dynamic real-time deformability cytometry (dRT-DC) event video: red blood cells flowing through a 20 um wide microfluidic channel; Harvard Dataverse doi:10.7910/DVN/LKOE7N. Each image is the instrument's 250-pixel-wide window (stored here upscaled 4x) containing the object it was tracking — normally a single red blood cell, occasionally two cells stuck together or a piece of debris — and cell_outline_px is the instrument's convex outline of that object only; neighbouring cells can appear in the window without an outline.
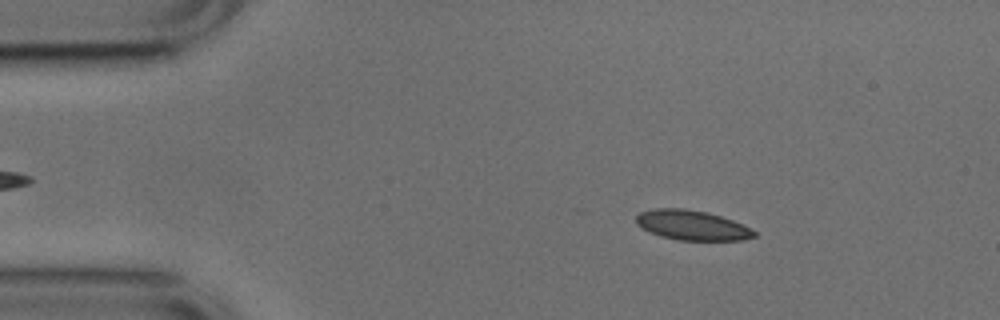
{"species": "common noctule bat (a hibernating species)", "species_latin": "Nyctalus noctula", "temperature_condition": "cold", "stored_images_in_passage": 49, "camera_frame_rate_fps": 3000, "um_per_image_px": 0.085, "animal": {"sex": "male", "body_mass_g": 17.9, "forearm_length_mm": 54.2}, "frame": {"image": 1, "passage_image": 5, "time_ms": 1.333, "image_size_px": [1000, 320], "cell_outline_px": [[756, 236], [744, 240], [680, 240], [660, 236], [640, 228], [636, 224], [636, 216], [640, 212], [656, 208], [684, 208], [708, 212], [732, 220], [756, 232]], "centroid_in_image_um": [58.78, 19.14], "position_along_channel_um": 26.2, "area_um2": 20.46}}
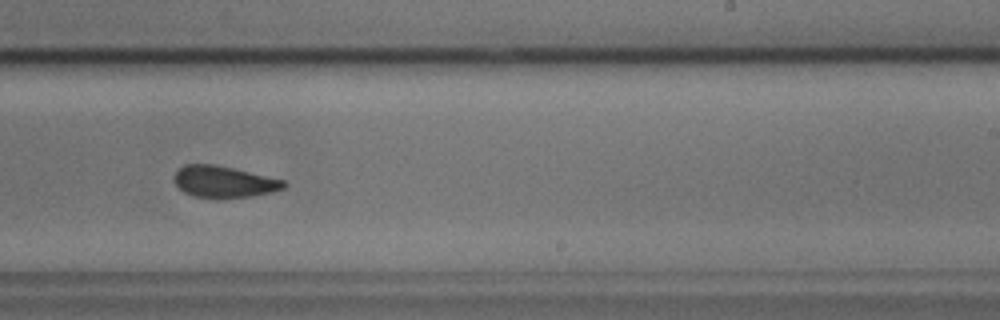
{"frame": {"image": 2, "passage_image": 29, "time_ms": 9.333, "image_size_px": [1000, 320], "cell_outline_px": [[288, 184], [284, 188], [272, 192], [252, 196], [224, 200], [196, 196], [184, 192], [176, 184], [176, 172], [184, 164], [212, 164], [232, 168], [284, 180]], "centroid_in_image_um": [19.07, 15.48], "position_along_channel_um": 269.9, "area_um2": 20.17}}
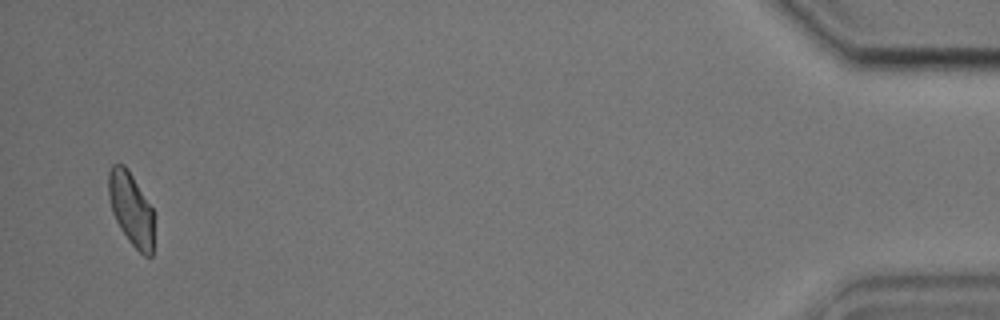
{"frame": {"image": 3, "passage_image": 48, "time_ms": 15.667, "image_size_px": [1000, 320], "cell_outline_px": [[152, 256], [144, 256], [128, 240], [120, 228], [112, 212], [108, 196], [108, 172], [112, 164], [124, 164], [132, 176], [152, 208]], "centroid_in_image_um": [11.1, 17.73], "position_along_channel_um": 424.1, "area_um2": 18.96}, "authors_computed_cell_mechanics": {"area_um2": 20.7502, "velocity_mm_per_s": 3.7653, "shape_relaxation_time_tau1_ms": 4.4753, "shape_relaxation_time_tau2_ms": 1.7882, "deformation_change_tau1": 0.1018, "deformation_change_tau2": 0.0558}}